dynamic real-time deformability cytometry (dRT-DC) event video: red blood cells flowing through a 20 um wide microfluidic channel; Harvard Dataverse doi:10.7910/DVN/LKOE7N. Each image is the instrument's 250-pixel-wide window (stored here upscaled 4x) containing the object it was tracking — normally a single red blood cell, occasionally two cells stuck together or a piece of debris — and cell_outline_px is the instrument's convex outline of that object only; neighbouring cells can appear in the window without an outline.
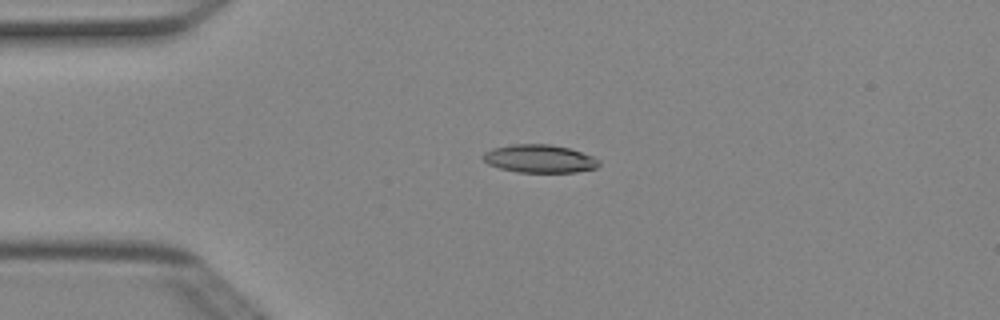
{"species": "Egyptian fruit bat (a non-hibernating species)", "species_latin": "Rousettus aegyptiacus", "temperature_condition": "cold", "stored_images_in_passage": 3, "camera_frame_rate_fps": 3000, "um_per_image_px": 0.085, "animal": {"sex": "female"}, "frame": {"image": 1, "passage_image": 3, "time_ms": 0.667, "image_size_px": [1000, 320], "cell_outline_px": [[600, 164], [596, 168], [576, 172], [516, 172], [500, 168], [488, 164], [480, 156], [484, 152], [492, 148], [512, 144], [552, 144], [568, 148], [592, 156], [600, 160]], "centroid_in_image_um": [45.83, 13.49], "position_along_channel_um": 39.2, "area_um2": 19.02}}